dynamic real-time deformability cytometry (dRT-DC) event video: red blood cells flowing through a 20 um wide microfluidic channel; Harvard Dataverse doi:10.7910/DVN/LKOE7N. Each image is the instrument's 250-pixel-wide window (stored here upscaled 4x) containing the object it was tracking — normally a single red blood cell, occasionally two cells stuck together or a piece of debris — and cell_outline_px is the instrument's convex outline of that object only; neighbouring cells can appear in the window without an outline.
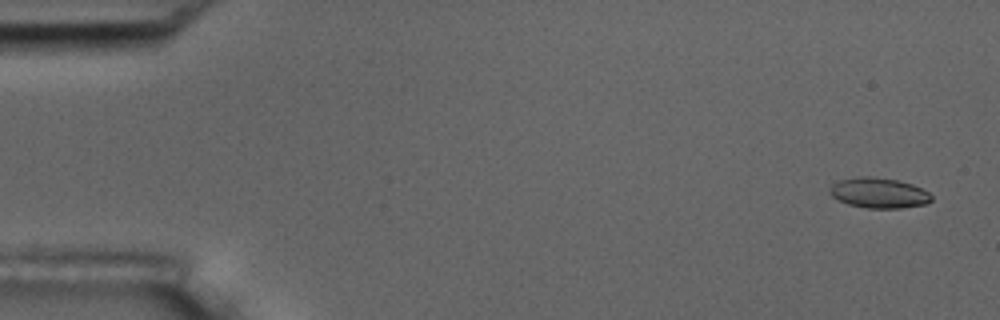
{"species": "common noctule bat (a hibernating species)", "species_latin": "Nyctalus noctula", "temperature_condition": "room temperature", "stored_images_in_passage": 5, "camera_frame_rate_fps": 3000, "um_per_image_px": 0.085, "animal": {"sex": "male", "body_mass_g": 17.5, "forearm_length_mm": 52.3}, "frame": {"image": 1, "passage_image": 1, "time_ms": 0.0, "image_size_px": [1000, 320], "cell_outline_px": [[932, 200], [928, 204], [900, 208], [868, 208], [848, 204], [832, 196], [828, 192], [828, 188], [832, 184], [840, 180], [860, 176], [872, 176], [896, 180], [912, 184], [928, 192], [932, 196]], "centroid_in_image_um": [74.7, 16.4], "position_along_channel_um": 10.3, "area_um2": 17.98}}
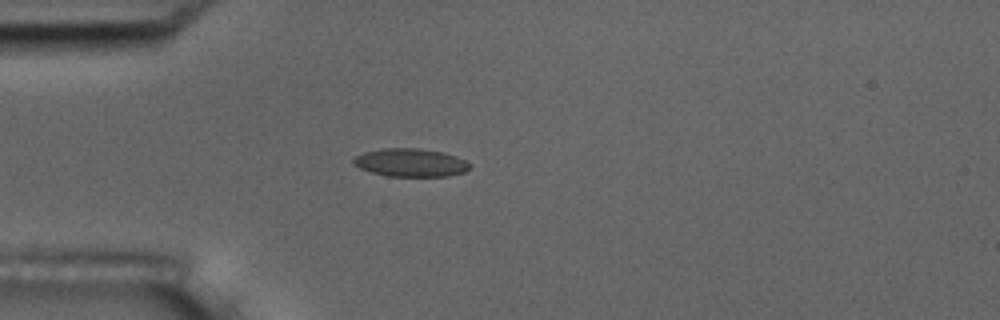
{"frame": {"image": 2, "passage_image": 5, "time_ms": 4.333, "image_size_px": [1000, 320], "cell_outline_px": [[472, 164], [464, 172], [448, 176], [388, 176], [372, 172], [360, 168], [352, 164], [352, 160], [356, 156], [364, 152], [384, 148], [420, 148], [444, 152], [456, 156]], "centroid_in_image_um": [34.9, 13.81], "position_along_channel_um": 50.1, "area_um2": 19.07}}